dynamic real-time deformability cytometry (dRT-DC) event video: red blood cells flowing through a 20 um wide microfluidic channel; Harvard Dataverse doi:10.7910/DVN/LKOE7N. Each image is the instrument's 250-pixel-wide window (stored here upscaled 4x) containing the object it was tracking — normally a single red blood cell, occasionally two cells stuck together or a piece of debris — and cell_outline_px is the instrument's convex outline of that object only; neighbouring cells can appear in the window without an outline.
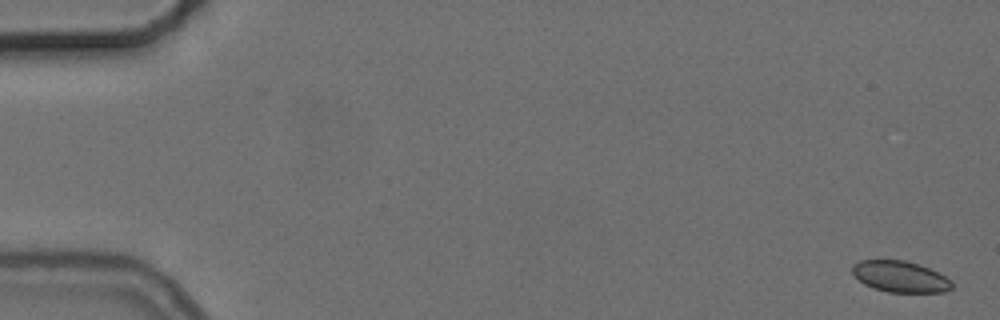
{"species": "common noctule bat (a hibernating species)", "species_latin": "Nyctalus noctula", "temperature_condition": "cold", "stored_images_in_passage": 8, "camera_frame_rate_fps": 3000, "um_per_image_px": 0.085, "animal": {"sex": "female", "body_mass_g": 24.6, "forearm_length_mm": 56.2}, "frame": {"image": 1, "passage_image": 1, "time_ms": 0.0, "image_size_px": [1000, 320], "cell_outline_px": [[952, 288], [944, 292], [888, 292], [872, 288], [864, 284], [852, 272], [852, 264], [860, 260], [904, 260], [920, 264], [952, 280]], "centroid_in_image_um": [76.51, 23.51], "position_along_channel_um": 8.5, "area_um2": 18.09}}